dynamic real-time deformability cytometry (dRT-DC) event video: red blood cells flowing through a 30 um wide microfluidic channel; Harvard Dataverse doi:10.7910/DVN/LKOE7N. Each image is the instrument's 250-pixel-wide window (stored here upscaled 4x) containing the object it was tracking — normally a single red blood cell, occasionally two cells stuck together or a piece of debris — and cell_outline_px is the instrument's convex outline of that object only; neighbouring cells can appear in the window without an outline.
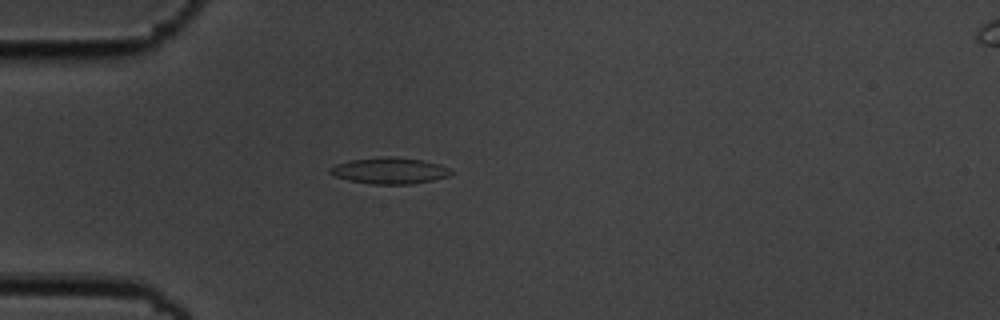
{"species": "common noctule bat (a hibernating species)", "species_latin": "Nyctalus noctula", "temperature_condition": "cold", "stored_images_in_passage": 42, "camera_frame_rate_fps": 3000, "um_per_image_px": 0.085, "animal": {"sex": "male", "body_mass_g": 19.5, "forearm_length_mm": 54.6}, "frame": {"image": 1, "passage_image": 3, "time_ms": 0.667, "image_size_px": [1000, 320], "cell_outline_px": [[452, 176], [412, 184], [372, 184], [348, 180], [332, 176], [328, 172], [328, 168], [336, 164], [348, 160], [388, 156], [392, 156], [424, 160], [440, 164], [448, 168], [452, 172]], "centroid_in_image_um": [33.09, 14.5], "position_along_channel_um": 51.9, "area_um2": 18.79}}
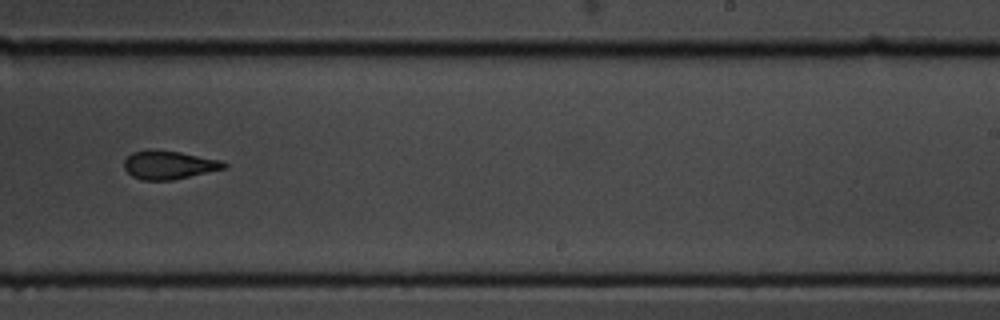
{"frame": {"image": 2, "passage_image": 22, "time_ms": 7.0, "image_size_px": [1000, 320], "cell_outline_px": [[228, 168], [172, 180], [144, 180], [132, 176], [124, 168], [124, 160], [132, 152], [180, 152], [220, 160], [228, 164]], "centroid_in_image_um": [14.41, 14.06], "position_along_channel_um": 274.6, "area_um2": 16.01}}
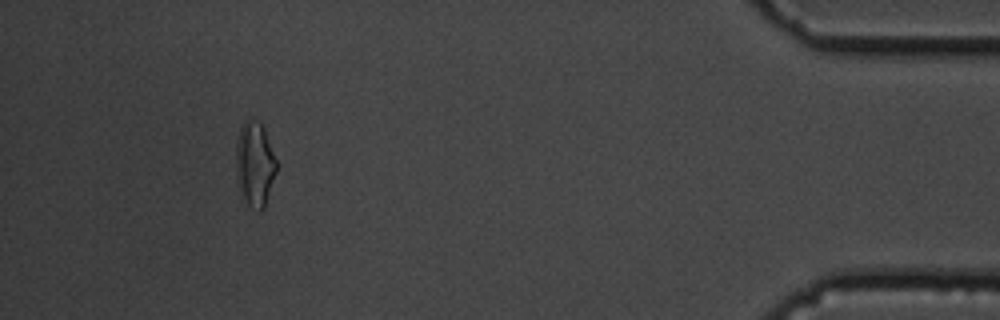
{"frame": {"image": 3, "passage_image": 38, "time_ms": 12.333, "image_size_px": [1000, 320], "cell_outline_px": [[276, 172], [264, 208], [260, 212], [248, 204], [236, 180], [236, 140], [240, 128], [244, 120], [256, 120], [264, 128], [276, 160]], "centroid_in_image_um": [21.65, 13.93], "position_along_channel_um": 413.6, "area_um2": 19.71}, "authors_computed_cell_mechanics": {"area_um2": 17.2244, "velocity_mm_per_s": 3.6924, "shape_relaxation_time_tau1_ms": 7.4246, "shape_relaxation_time_tau2_ms": 3.1507, "deformation_change_tau1": 0.1798, "deformation_change_tau2": 0.1032}}